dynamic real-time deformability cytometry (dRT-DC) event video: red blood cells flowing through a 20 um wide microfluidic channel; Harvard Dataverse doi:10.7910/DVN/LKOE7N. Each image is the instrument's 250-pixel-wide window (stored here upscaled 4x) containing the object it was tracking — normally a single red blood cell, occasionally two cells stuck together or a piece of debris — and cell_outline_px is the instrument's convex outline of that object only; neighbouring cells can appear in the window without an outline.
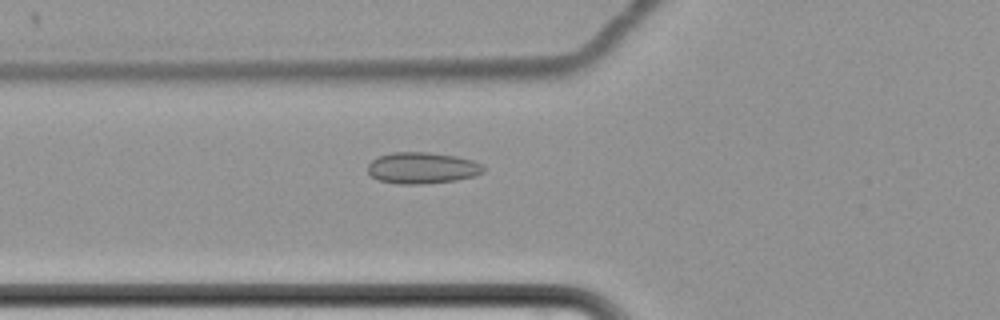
{"species": "common noctule bat (a hibernating species)", "species_latin": "Nyctalus noctula", "temperature_condition": "cold", "stored_images_in_passage": 62, "camera_frame_rate_fps": 3000, "um_per_image_px": 0.085, "animal": {"sex": "female", "body_mass_g": 22.7, "forearm_length_mm": 54.2}, "frame": {"image": 1, "passage_image": 25, "time_ms": 8.0, "image_size_px": [1000, 320], "cell_outline_px": [[484, 172], [476, 176], [456, 180], [420, 184], [400, 184], [380, 180], [372, 176], [368, 172], [368, 164], [372, 160], [380, 156], [392, 152], [428, 152], [456, 156], [472, 160], [480, 164], [484, 168]], "centroid_in_image_um": [35.9, 14.27], "position_along_channel_um": 89.9, "area_um2": 21.04}}
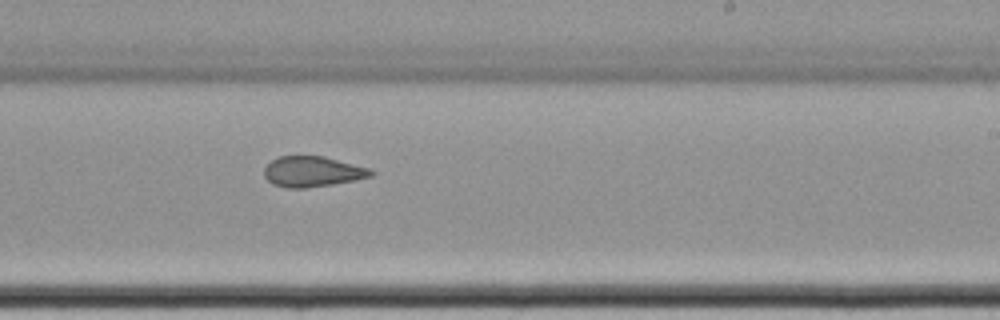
{"frame": {"image": 2, "passage_image": 40, "time_ms": 13.0, "image_size_px": [1000, 320], "cell_outline_px": [[376, 172], [372, 176], [356, 180], [332, 184], [304, 188], [288, 188], [272, 184], [264, 176], [264, 168], [272, 160], [280, 156], [324, 156], [372, 168]], "centroid_in_image_um": [26.61, 14.58], "position_along_channel_um": 262.4, "area_um2": 19.13}}
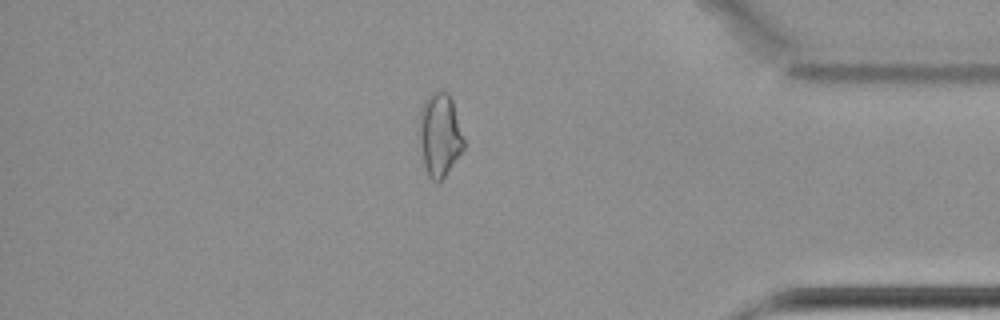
{"frame": {"image": 3, "passage_image": 54, "time_ms": 17.667, "image_size_px": [1000, 320], "cell_outline_px": [[464, 148], [440, 184], [432, 180], [428, 176], [424, 164], [420, 140], [420, 108], [424, 100], [432, 92], [448, 92], [452, 100], [464, 140]], "centroid_in_image_um": [37.38, 11.49], "position_along_channel_um": 397.8, "area_um2": 21.39}, "authors_computed_cell_mechanics": {"area_um2": 21.4438, "velocity_mm_per_s": 3.4554, "shape_relaxation_time_tau1_ms": null, "shape_relaxation_time_tau2_ms": 2.991, "deformation_change_tau1": null, "deformation_change_tau2": 0.0801}}